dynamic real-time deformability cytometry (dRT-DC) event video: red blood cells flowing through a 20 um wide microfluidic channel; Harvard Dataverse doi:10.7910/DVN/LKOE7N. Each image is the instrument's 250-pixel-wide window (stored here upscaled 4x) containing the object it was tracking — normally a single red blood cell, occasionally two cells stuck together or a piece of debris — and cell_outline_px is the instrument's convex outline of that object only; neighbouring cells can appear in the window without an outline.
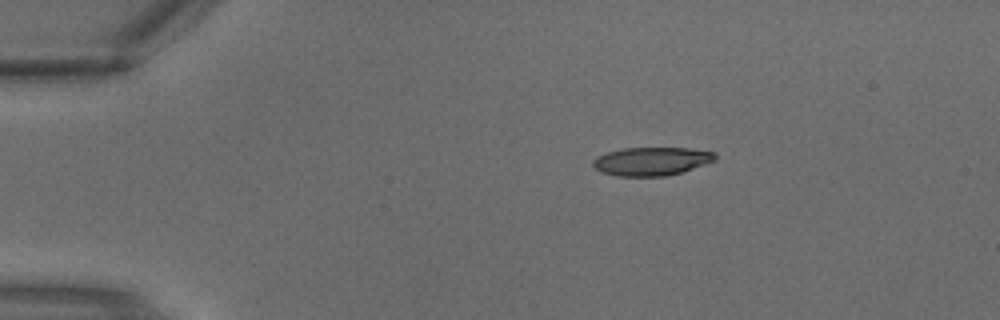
{"species": "common noctule bat (a hibernating species)", "species_latin": "Nyctalus noctula", "temperature_condition": "warm", "stored_images_in_passage": 3, "segment_of_instrument_passage": [1, 2], "camera_frame_rate_fps": 3000, "um_per_image_px": 0.085, "animal": {"sex": "male", "body_mass_g": 18.8}, "frame": {"image": 1, "passage_image": 1, "time_ms": 0.0, "image_size_px": [1000, 320], "cell_outline_px": [[716, 160], [680, 172], [664, 176], [616, 176], [600, 172], [592, 164], [592, 160], [596, 156], [608, 152], [624, 148], [688, 148], [716, 152]], "centroid_in_image_um": [55.35, 13.7], "position_along_channel_um": 29.7, "area_um2": 20.11}}